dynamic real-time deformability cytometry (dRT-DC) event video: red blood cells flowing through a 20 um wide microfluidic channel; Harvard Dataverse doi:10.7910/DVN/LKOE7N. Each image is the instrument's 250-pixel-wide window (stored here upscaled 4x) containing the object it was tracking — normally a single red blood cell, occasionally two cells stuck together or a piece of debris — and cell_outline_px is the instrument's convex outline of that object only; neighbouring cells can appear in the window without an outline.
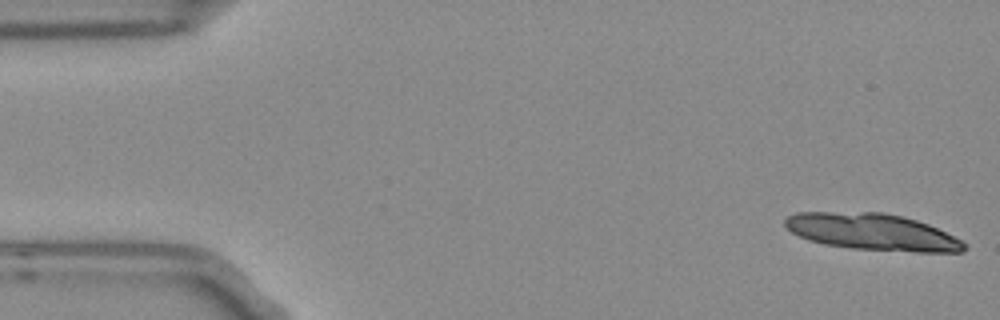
{"species": "Egyptian fruit bat (a non-hibernating species)", "species_latin": "Rousettus aegyptiacus", "temperature_condition": "room temperature", "stored_images_in_passage": 4, "camera_frame_rate_fps": 3000, "um_per_image_px": 0.085, "frame": {"image": 1, "passage_image": 1, "time_ms": 0.0, "image_size_px": [1000, 320], "cell_outline_px": [[968, 248], [960, 252], [916, 252], [852, 248], [824, 244], [808, 240], [792, 232], [784, 224], [784, 220], [788, 216], [796, 212], [884, 212], [904, 216], [928, 224], [960, 240]], "centroid_in_image_um": [74.12, 19.7], "position_along_channel_um": 10.9, "area_um2": 38.09}}